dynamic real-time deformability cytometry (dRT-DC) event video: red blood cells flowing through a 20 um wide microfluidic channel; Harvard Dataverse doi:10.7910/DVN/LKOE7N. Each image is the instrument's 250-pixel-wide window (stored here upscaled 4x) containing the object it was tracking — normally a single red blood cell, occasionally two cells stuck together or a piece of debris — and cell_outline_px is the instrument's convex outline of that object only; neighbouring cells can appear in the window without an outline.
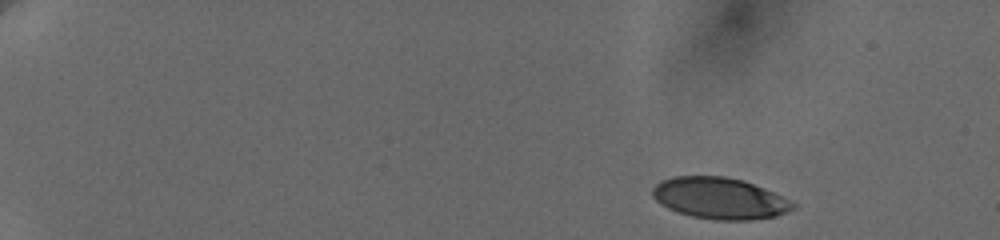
{"species": "human", "species_latin": "Homo sapiens", "temperature_condition": "cold", "stored_images_in_passage": 7, "camera_frame_rate_fps": 3000, "um_per_image_px": 0.085, "donor": {"sex": "female"}, "frame": {"image": 1, "passage_image": 1, "time_ms": 0.0, "image_size_px": [1000, 240], "cell_outline_px": [[796, 208], [776, 216], [752, 220], [716, 220], [692, 216], [676, 212], [660, 204], [652, 196], [652, 188], [660, 180], [672, 176], [724, 176], [744, 180], [764, 188], [796, 204]], "centroid_in_image_um": [61.14, 16.85], "position_along_channel_um": 23.9, "area_um2": 33.99}}
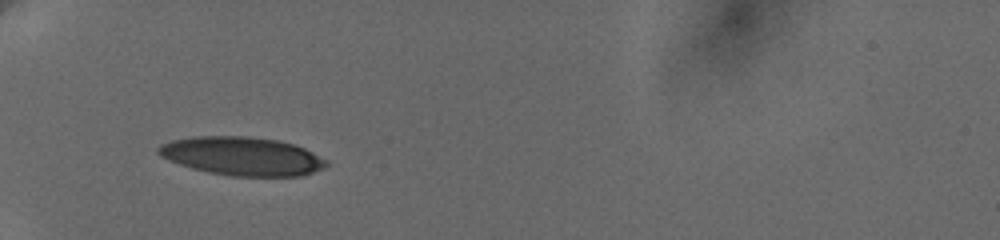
{"frame": {"image": 2, "passage_image": 6, "time_ms": 4.667, "image_size_px": [1000, 240], "cell_outline_px": [[328, 164], [324, 168], [300, 176], [232, 176], [208, 172], [192, 168], [168, 160], [160, 156], [156, 152], [156, 148], [160, 144], [172, 140], [196, 136], [244, 136], [276, 140], [292, 144], [304, 148], [328, 160]], "centroid_in_image_um": [20.55, 13.27], "position_along_channel_um": 64.5, "area_um2": 37.63}}